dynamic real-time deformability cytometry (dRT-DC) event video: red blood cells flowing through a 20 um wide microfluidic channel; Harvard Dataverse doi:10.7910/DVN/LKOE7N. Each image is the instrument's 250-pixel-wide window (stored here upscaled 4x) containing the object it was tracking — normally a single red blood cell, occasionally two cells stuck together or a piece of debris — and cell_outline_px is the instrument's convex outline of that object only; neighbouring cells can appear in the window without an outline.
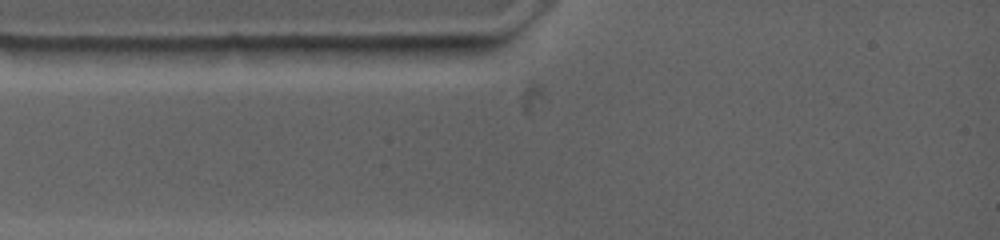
{"species": "common noctule bat (a hibernating species)", "species_latin": "Nyctalus noctula", "temperature_condition": "warm", "stored_images_in_passage": 1, "camera_frame_rate_fps": 4500, "um_per_image_px": 0.085, "animal": {"sex": "female", "body_mass_g": 19.0, "forearm_length_mm": 53.3}, "frame": {"image": 1, "passage_image": 1, "time_ms": 0.0, "image_size_px": [1000, 240], "cell_outline_px": [[436, 48], [404, 56], [364, 64], [312, 56], [280, 48], [316, 44], [436, 44]], "centroid_in_image_um": [30.67, 4.37], "position_along_channel_um": 54.3, "area_um2": 13.81}}